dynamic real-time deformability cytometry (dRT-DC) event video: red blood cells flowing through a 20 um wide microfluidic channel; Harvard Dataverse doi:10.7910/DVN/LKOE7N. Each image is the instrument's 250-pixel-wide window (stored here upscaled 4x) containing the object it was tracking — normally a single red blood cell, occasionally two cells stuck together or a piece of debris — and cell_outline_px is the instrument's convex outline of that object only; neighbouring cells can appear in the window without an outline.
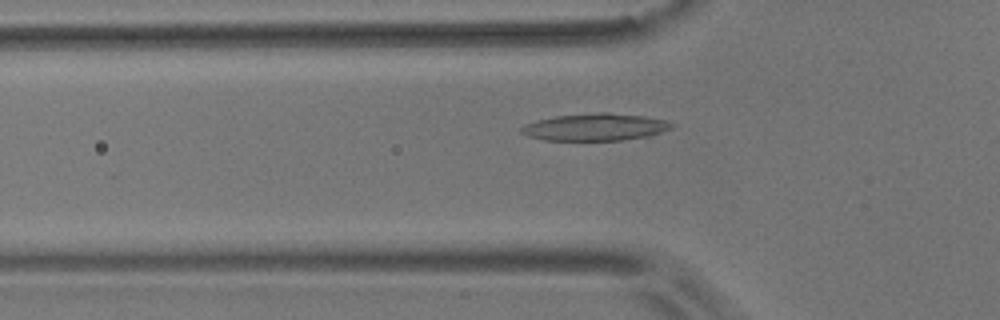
{"species": "common noctule bat (a hibernating species)", "species_latin": "Nyctalus noctula", "temperature_condition": "room temperature", "stored_images_in_passage": 39, "camera_frame_rate_fps": 3000, "um_per_image_px": 0.085, "animal": {"sex": "male", "body_mass_g": 17.9}, "frame": {"image": 1, "passage_image": 11, "time_ms": 3.333, "image_size_px": [1000, 320], "cell_outline_px": [[676, 124], [672, 128], [652, 136], [620, 140], [544, 140], [528, 136], [520, 132], [520, 128], [524, 124], [536, 120], [556, 116], [600, 112], [608, 112], [640, 116], [664, 120]], "centroid_in_image_um": [50.59, 10.8], "position_along_channel_um": 75.2, "area_um2": 23.81}}
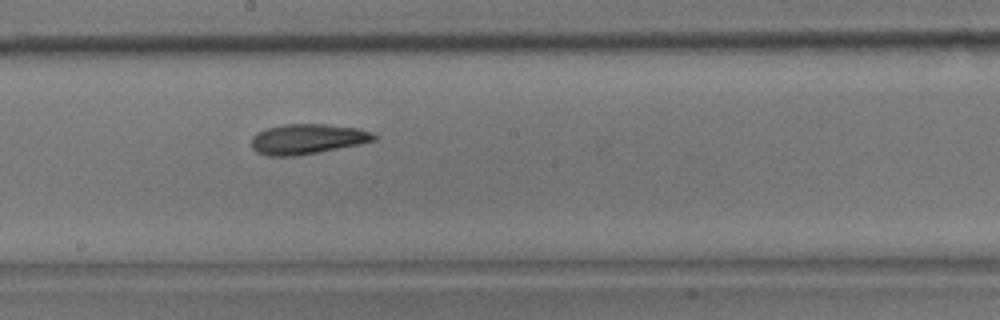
{"frame": {"image": 2, "passage_image": 23, "time_ms": 7.333, "image_size_px": [1000, 320], "cell_outline_px": [[380, 136], [376, 140], [360, 144], [296, 156], [264, 156], [256, 152], [252, 148], [252, 136], [256, 132], [268, 128], [284, 124], [324, 124], [360, 128], [372, 132]], "centroid_in_image_um": [26.14, 11.82], "position_along_channel_um": 222.1, "area_um2": 21.73}}
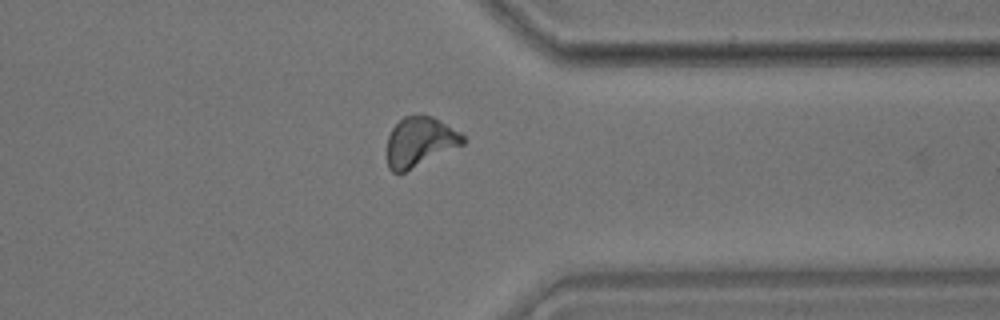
{"frame": {"image": 3, "passage_image": 36, "time_ms": 11.667, "image_size_px": [1000, 320], "cell_outline_px": [[464, 144], [404, 172], [392, 172], [388, 168], [388, 136], [392, 128], [404, 116], [432, 116], [460, 132], [464, 136]], "centroid_in_image_um": [35.68, 12.06], "position_along_channel_um": 375.7, "area_um2": 21.5}}